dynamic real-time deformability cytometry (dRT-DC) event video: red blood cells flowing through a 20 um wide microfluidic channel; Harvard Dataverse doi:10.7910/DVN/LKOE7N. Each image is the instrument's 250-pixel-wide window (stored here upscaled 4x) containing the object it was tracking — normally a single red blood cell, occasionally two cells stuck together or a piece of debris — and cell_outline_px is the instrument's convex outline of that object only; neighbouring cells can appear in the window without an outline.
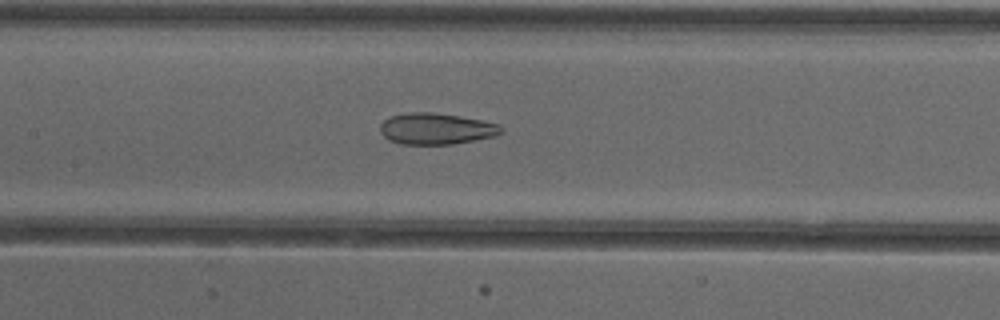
{"species": "common noctule bat (a hibernating species)", "species_latin": "Nyctalus noctula", "temperature_condition": "cold", "stored_images_in_passage": 52, "camera_frame_rate_fps": 3000, "um_per_image_px": 0.085, "animal": {"sex": "female"}, "frame": {"image": 1, "passage_image": 25, "time_ms": 8.0, "image_size_px": [1000, 320], "cell_outline_px": [[504, 132], [496, 136], [452, 144], [400, 144], [388, 140], [380, 132], [380, 124], [388, 116], [408, 112], [432, 112], [460, 116], [500, 124], [504, 128]], "centroid_in_image_um": [37.07, 10.94], "position_along_channel_um": 170.3, "area_um2": 22.31}}
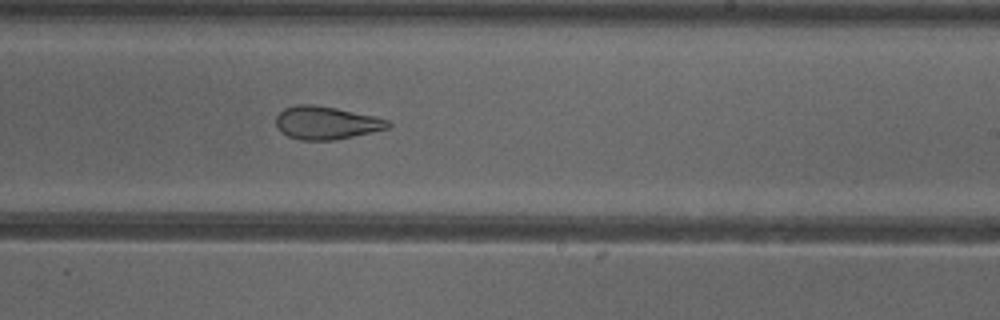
{"frame": {"image": 2, "passage_image": 32, "time_ms": 10.333, "image_size_px": [1000, 320], "cell_outline_px": [[392, 124], [388, 128], [372, 132], [336, 140], [300, 140], [288, 136], [280, 132], [276, 128], [276, 116], [284, 108], [296, 104], [312, 104], [336, 108], [376, 116], [388, 120]], "centroid_in_image_um": [27.71, 10.44], "position_along_channel_um": 261.3, "area_um2": 21.73}}
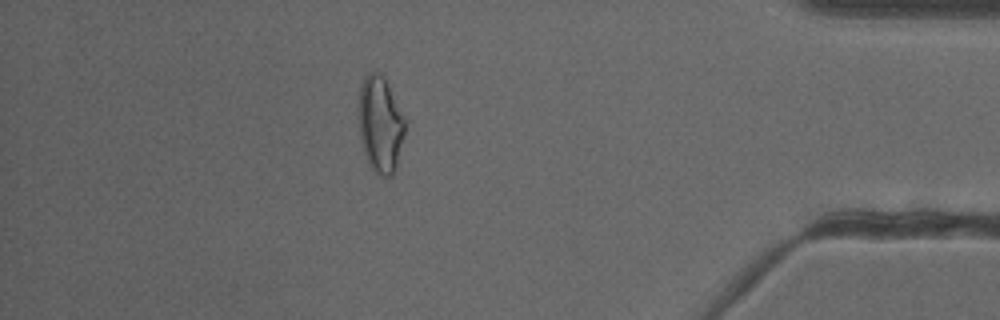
{"frame": {"image": 3, "passage_image": 46, "time_ms": 15.0, "image_size_px": [1000, 320], "cell_outline_px": [[408, 120], [396, 164], [392, 176], [380, 176], [372, 168], [364, 152], [360, 136], [356, 116], [356, 108], [360, 84], [364, 76], [368, 72], [380, 72], [384, 76]], "centroid_in_image_um": [32.31, 10.47], "position_along_channel_um": 402.9, "area_um2": 26.88}, "authors_computed_cell_mechanics": {"area_um2": 25.9233, "velocity_mm_per_s": 3.9113, "shape_relaxation_time_tau1_ms": null, "shape_relaxation_time_tau2_ms": 1.7707, "deformation_change_tau1": null, "deformation_change_tau2": 0.0964}}